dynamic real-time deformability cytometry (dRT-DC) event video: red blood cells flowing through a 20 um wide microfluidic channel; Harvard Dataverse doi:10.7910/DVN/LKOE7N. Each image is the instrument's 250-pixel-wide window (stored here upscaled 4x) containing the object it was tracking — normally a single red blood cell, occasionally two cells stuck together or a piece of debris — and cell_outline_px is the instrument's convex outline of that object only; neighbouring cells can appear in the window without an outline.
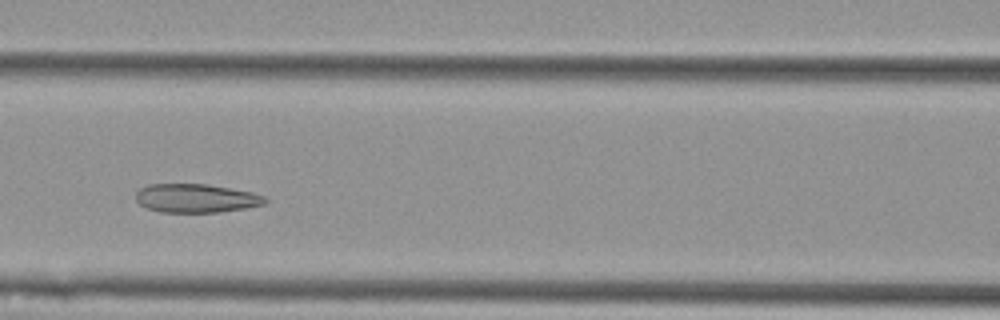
{"species": "Egyptian fruit bat (a non-hibernating species)", "species_latin": "Rousettus aegyptiacus", "temperature_condition": "cold", "stored_images_in_passage": 40, "camera_frame_rate_fps": 3000, "um_per_image_px": 0.085, "animal": {"sex": "female"}, "frame": {"image": 1, "passage_image": 13, "time_ms": 4.0, "image_size_px": [1000, 320], "cell_outline_px": [[268, 200], [264, 204], [248, 208], [220, 212], [160, 212], [148, 208], [140, 204], [136, 200], [136, 192], [140, 188], [148, 184], [204, 184], [252, 192], [264, 196]], "centroid_in_image_um": [16.67, 16.85], "position_along_channel_um": 149.9, "area_um2": 21.56}}
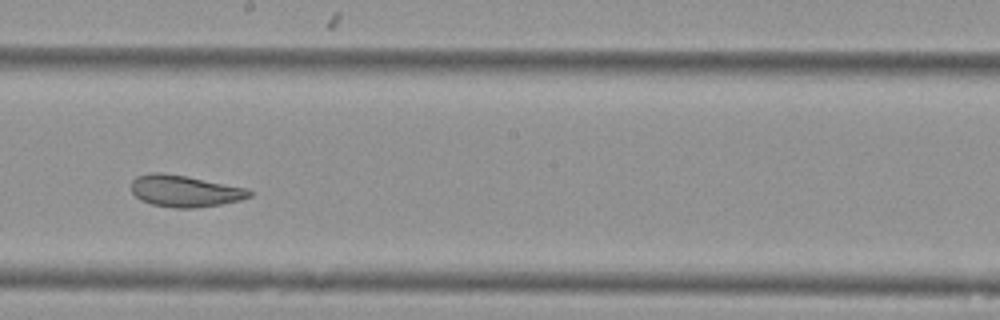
{"frame": {"image": 2, "passage_image": 20, "time_ms": 6.333, "image_size_px": [1000, 320], "cell_outline_px": [[252, 196], [240, 200], [220, 204], [192, 208], [172, 208], [152, 204], [140, 200], [132, 192], [132, 180], [136, 176], [152, 172], [160, 172], [188, 176], [248, 188], [252, 192]], "centroid_in_image_um": [15.71, 16.23], "position_along_channel_um": 232.5, "area_um2": 21.91}}
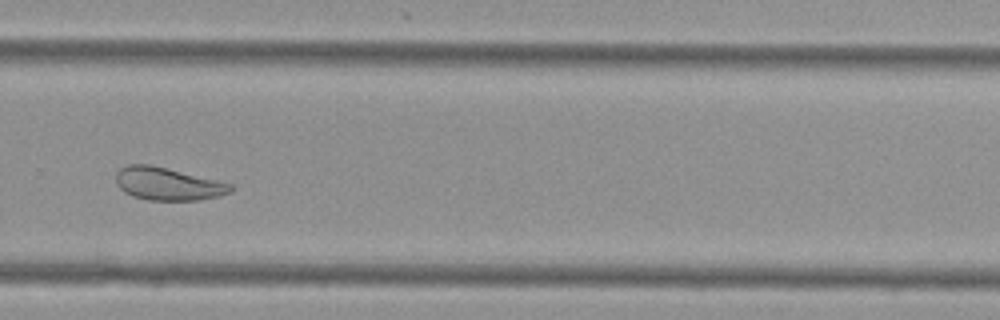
{"frame": {"image": 3, "passage_image": 27, "time_ms": 8.667, "image_size_px": [1000, 320], "cell_outline_px": [[232, 192], [200, 200], [148, 200], [132, 196], [124, 192], [116, 184], [116, 172], [120, 168], [128, 164], [148, 164], [216, 180], [232, 184]], "centroid_in_image_um": [14.22, 15.63], "position_along_channel_um": 315.6, "area_um2": 21.68}, "authors_computed_cell_mechanics": {"area_um2": 23.3223, "velocity_mm_per_s": 3.5594, "shape_relaxation_time_tau1_ms": null, "shape_relaxation_time_tau2_ms": 2.2293, "deformation_change_tau1": null, "deformation_change_tau2": 0.0745}}